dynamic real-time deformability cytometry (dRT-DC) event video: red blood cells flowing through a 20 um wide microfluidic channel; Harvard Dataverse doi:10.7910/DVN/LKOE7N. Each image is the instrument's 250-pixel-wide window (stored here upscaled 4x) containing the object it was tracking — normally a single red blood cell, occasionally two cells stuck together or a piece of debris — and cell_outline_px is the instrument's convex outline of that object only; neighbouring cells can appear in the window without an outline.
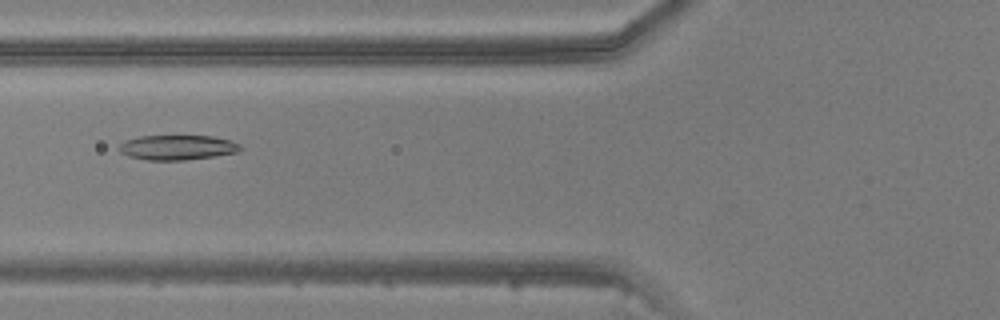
{"species": "common noctule bat (a hibernating species)", "species_latin": "Nyctalus noctula", "temperature_condition": "warm", "stored_images_in_passage": 3, "camera_frame_rate_fps": 3000, "um_per_image_px": 0.085, "animal": {"sex": "male", "body_mass_g": 20.5, "forearm_length_mm": 52.5}, "frame": {"image": 1, "passage_image": 3, "time_ms": 2.333, "image_size_px": [1000, 320], "cell_outline_px": [[244, 148], [240, 152], [216, 156], [184, 160], [148, 160], [128, 156], [120, 152], [116, 148], [124, 140], [140, 136], [212, 136], [228, 140], [240, 144]], "centroid_in_image_um": [15.08, 12.54], "position_along_channel_um": 110.7, "area_um2": 17.74}}